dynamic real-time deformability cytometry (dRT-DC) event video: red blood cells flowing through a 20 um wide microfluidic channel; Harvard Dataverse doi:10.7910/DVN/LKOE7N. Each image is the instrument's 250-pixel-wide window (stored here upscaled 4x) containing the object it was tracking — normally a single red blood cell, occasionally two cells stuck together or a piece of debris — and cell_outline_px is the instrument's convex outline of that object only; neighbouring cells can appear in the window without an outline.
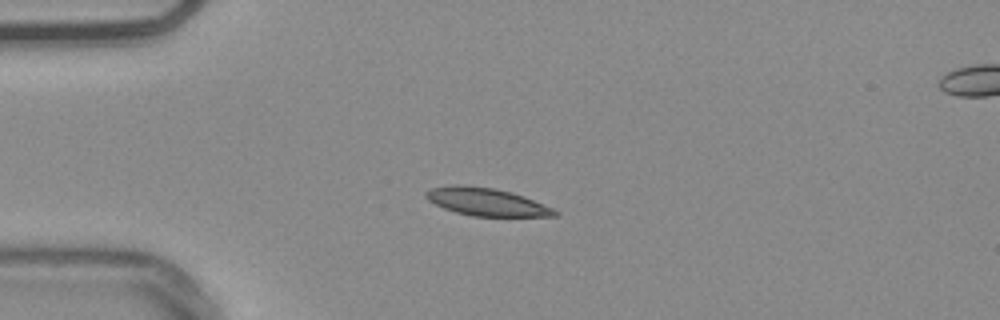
{"species": "common noctule bat (a hibernating species)", "species_latin": "Nyctalus noctula", "temperature_condition": "warm", "stored_images_in_passage": 41, "camera_frame_rate_fps": 3000, "um_per_image_px": 0.085, "animal": {"sex": "male", "body_mass_g": 20.4}, "frame": {"image": 1, "passage_image": 1, "time_ms": 0.0, "image_size_px": [1000, 320], "cell_outline_px": [[560, 216], [472, 216], [456, 212], [444, 208], [428, 200], [424, 196], [424, 192], [432, 188], [452, 184], [464, 184], [496, 188], [512, 192], [524, 196], [552, 208], [560, 212]], "centroid_in_image_um": [41.34, 17.14], "position_along_channel_um": 43.7, "area_um2": 20.98}}
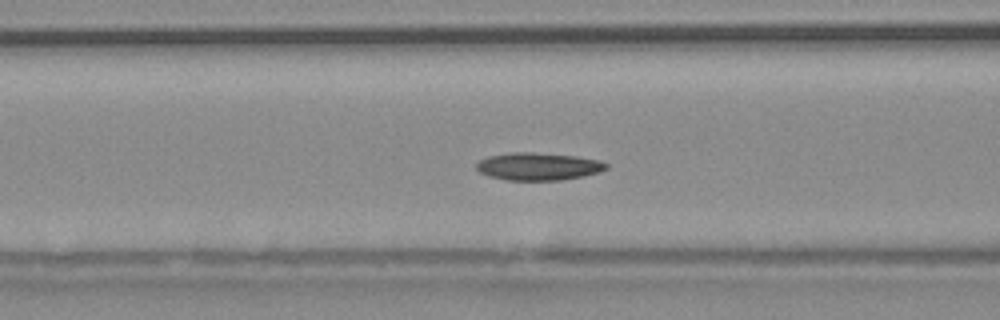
{"frame": {"image": 2, "passage_image": 9, "time_ms": 2.667, "image_size_px": [1000, 320], "cell_outline_px": [[608, 168], [596, 172], [580, 176], [560, 180], [508, 180], [488, 176], [480, 172], [476, 168], [476, 164], [480, 160], [488, 156], [512, 152], [532, 152], [576, 156], [600, 160], [608, 164]], "centroid_in_image_um": [45.72, 14.14], "position_along_channel_um": 120.9, "area_um2": 20.69}}
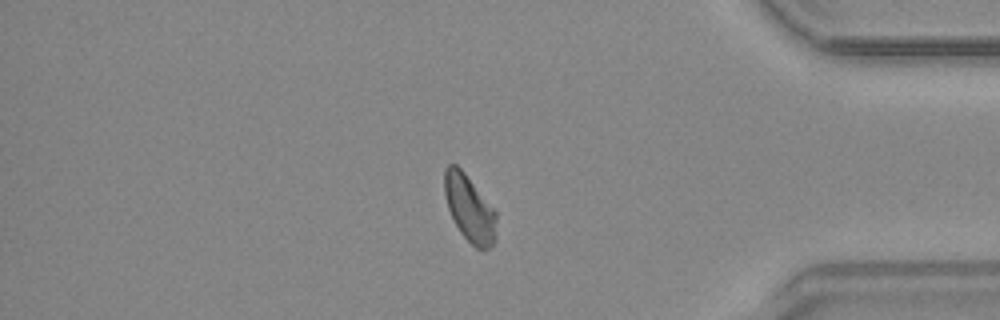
{"frame": {"image": 3, "passage_image": 33, "time_ms": 10.667, "image_size_px": [1000, 320], "cell_outline_px": [[496, 236], [492, 248], [484, 252], [476, 248], [460, 232], [448, 208], [444, 192], [444, 168], [448, 164], [456, 164], [464, 172], [496, 212]], "centroid_in_image_um": [39.91, 17.75], "position_along_channel_um": 395.3, "area_um2": 20.11}, "authors_computed_cell_mechanics": {"area_um2": 20.23, "velocity_mm_per_s": 3.7637, "shape_relaxation_time_tau1_ms": 6.3607, "shape_relaxation_time_tau2_ms": 6.7508, "deformation_change_tau1": 0.1435, "deformation_change_tau2": 0.1297}}